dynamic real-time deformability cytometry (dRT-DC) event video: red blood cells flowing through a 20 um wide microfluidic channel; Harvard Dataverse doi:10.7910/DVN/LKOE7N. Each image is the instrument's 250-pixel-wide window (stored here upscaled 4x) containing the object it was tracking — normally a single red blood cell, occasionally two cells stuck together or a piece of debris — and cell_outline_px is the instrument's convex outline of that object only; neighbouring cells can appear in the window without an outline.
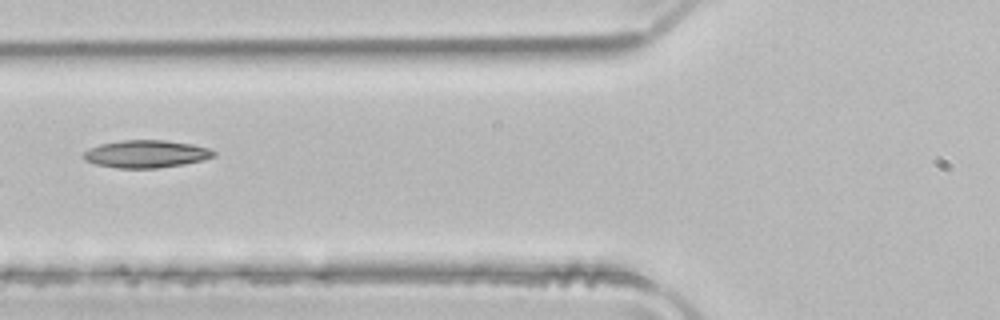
{"species": "common noctule bat (a hibernating species)", "species_latin": "Nyctalus noctula", "temperature_condition": "room temperature", "stored_images_in_passage": 5, "camera_frame_rate_fps": 3000, "um_per_image_px": 0.085, "animal": {"sex": "male", "body_mass_g": 21.5, "forearm_length_mm": 52.0}, "frame": {"image": 1, "passage_image": 5, "time_ms": 1.333, "image_size_px": [1000, 320], "cell_outline_px": [[216, 156], [184, 164], [160, 168], [116, 168], [96, 164], [84, 160], [84, 152], [88, 148], [100, 144], [120, 140], [164, 140], [192, 144], [208, 148], [216, 152]], "centroid_in_image_um": [12.4, 13.08], "position_along_channel_um": 113.4, "area_um2": 20.92}}